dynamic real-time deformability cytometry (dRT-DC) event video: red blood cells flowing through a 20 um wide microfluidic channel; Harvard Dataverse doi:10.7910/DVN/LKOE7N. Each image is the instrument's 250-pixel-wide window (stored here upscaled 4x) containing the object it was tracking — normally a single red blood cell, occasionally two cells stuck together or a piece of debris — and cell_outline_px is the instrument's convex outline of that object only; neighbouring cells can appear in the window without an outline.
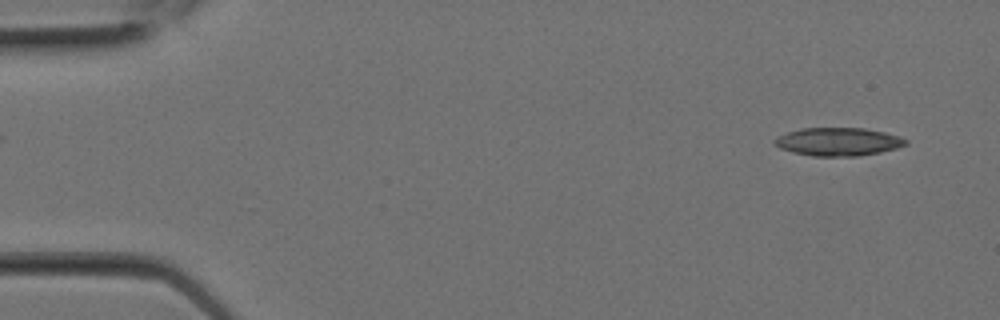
{"species": "Egyptian fruit bat (a non-hibernating species)", "species_latin": "Rousettus aegyptiacus", "temperature_condition": "room temperature", "stored_images_in_passage": 3, "segment_of_instrument_passage": [2, 2], "camera_frame_rate_fps": 3000, "um_per_image_px": 0.085, "animal": {"sex": "female"}, "frame": {"image": 1, "passage_image": 3, "time_ms": 0.667, "image_size_px": [1000, 320], "cell_outline_px": [[908, 144], [896, 148], [880, 152], [860, 156], [812, 156], [792, 152], [780, 148], [772, 144], [772, 140], [788, 132], [804, 128], [864, 128], [884, 132], [900, 136], [908, 140]], "centroid_in_image_um": [71.25, 12.05], "position_along_channel_um": 13.7, "area_um2": 21.56}}